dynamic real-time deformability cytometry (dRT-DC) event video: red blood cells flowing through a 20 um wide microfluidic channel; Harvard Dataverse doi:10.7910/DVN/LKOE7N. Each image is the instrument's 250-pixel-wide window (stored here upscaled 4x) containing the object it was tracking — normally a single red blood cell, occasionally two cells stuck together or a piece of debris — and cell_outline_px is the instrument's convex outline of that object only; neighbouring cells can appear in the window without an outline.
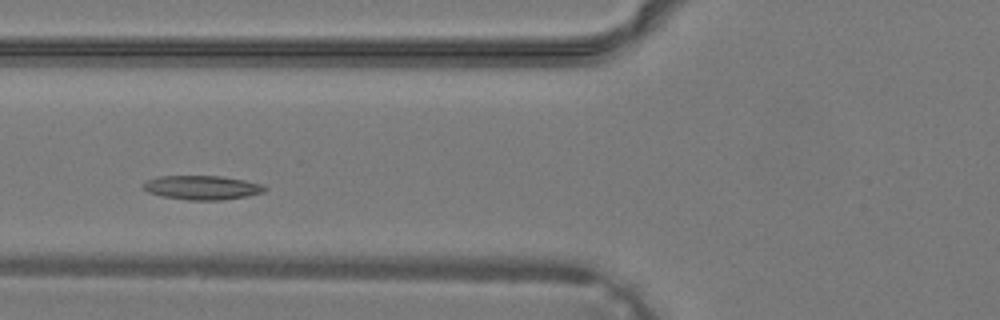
{"species": "common noctule bat (a hibernating species)", "species_latin": "Nyctalus noctula", "temperature_condition": "warm", "stored_images_in_passage": 32, "camera_frame_rate_fps": 3000, "um_per_image_px": 0.085, "animal": {"sex": "male", "body_mass_g": 19.2, "forearm_length_mm": 51.8}, "frame": {"image": 1, "passage_image": 8, "time_ms": 2.333, "image_size_px": [1000, 320], "cell_outline_px": [[268, 188], [264, 192], [248, 196], [220, 200], [188, 200], [164, 196], [148, 192], [144, 188], [144, 184], [148, 180], [160, 176], [220, 176], [244, 180], [264, 184]], "centroid_in_image_um": [17.25, 15.94], "position_along_channel_um": 108.6, "area_um2": 16.94}}
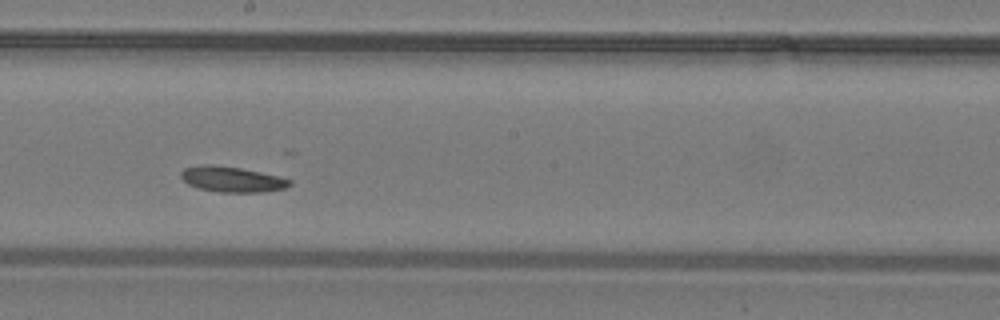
{"frame": {"image": 2, "passage_image": 15, "time_ms": 4.667, "image_size_px": [1000, 320], "cell_outline_px": [[292, 184], [284, 188], [264, 192], [220, 192], [200, 188], [188, 184], [180, 176], [180, 172], [184, 168], [204, 164], [212, 164], [240, 168], [260, 172], [292, 180]], "centroid_in_image_um": [19.7, 15.23], "position_along_channel_um": 228.5, "area_um2": 16.01}}
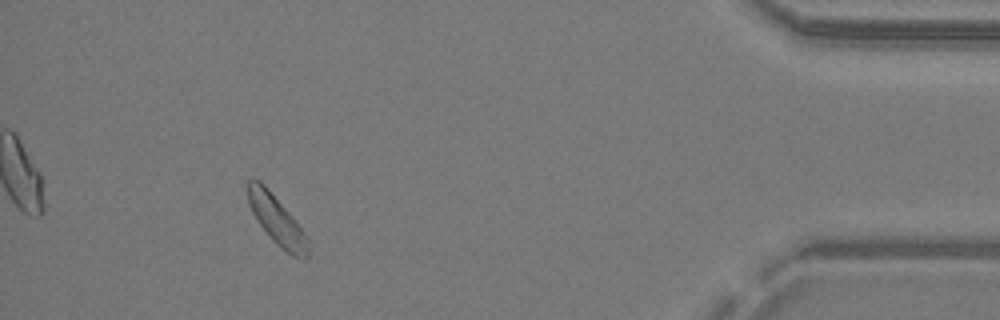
{"frame": {"image": 3, "passage_image": 29, "time_ms": 9.333, "image_size_px": [1000, 320], "cell_outline_px": [[308, 256], [304, 260], [292, 256], [276, 244], [272, 240], [260, 224], [252, 212], [248, 204], [248, 180], [252, 176], [260, 180], [268, 188], [292, 216], [304, 232], [308, 240]], "centroid_in_image_um": [23.52, 18.7], "position_along_channel_um": 411.7, "area_um2": 17.11}}